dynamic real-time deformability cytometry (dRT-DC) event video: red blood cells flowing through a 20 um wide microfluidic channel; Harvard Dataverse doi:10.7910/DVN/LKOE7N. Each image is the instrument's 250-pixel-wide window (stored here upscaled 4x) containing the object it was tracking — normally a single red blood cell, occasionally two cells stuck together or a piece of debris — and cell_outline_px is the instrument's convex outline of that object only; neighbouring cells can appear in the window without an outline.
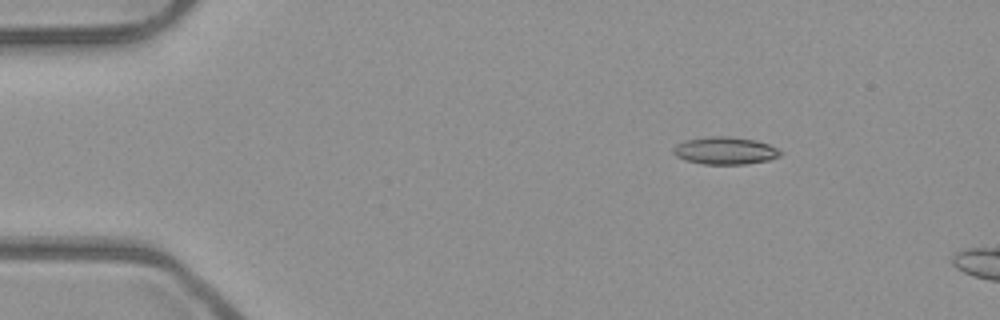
{"species": "common noctule bat (a hibernating species)", "species_latin": "Nyctalus noctula", "temperature_condition": "room temperature", "stored_images_in_passage": 4, "camera_frame_rate_fps": 3000, "um_per_image_px": 0.085, "animal": {"sex": "male", "body_mass_g": 23.1, "forearm_length_mm": 52.7}, "frame": {"image": 1, "passage_image": 1, "time_ms": 0.0, "image_size_px": [1000, 320], "cell_outline_px": [[784, 152], [780, 156], [768, 160], [744, 164], [704, 164], [688, 160], [676, 156], [672, 152], [672, 148], [676, 144], [688, 140], [712, 136], [724, 136], [756, 140], [768, 144]], "centroid_in_image_um": [61.65, 12.81], "position_along_channel_um": 23.4, "area_um2": 16.94}}